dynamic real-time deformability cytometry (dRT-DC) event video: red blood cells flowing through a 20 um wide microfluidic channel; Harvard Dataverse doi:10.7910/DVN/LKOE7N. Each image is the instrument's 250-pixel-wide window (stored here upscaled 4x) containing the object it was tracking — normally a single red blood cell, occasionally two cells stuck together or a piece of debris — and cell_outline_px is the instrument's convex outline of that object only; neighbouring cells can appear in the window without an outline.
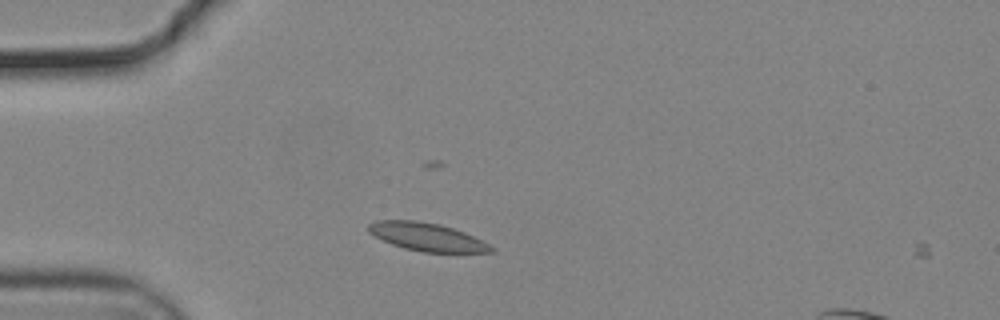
{"species": "common noctule bat (a hibernating species)", "species_latin": "Nyctalus noctula", "temperature_condition": "cold", "stored_images_in_passage": 3, "camera_frame_rate_fps": 3000, "um_per_image_px": 0.085, "animal": {"sex": "male", "body_mass_g": 19.2, "forearm_length_mm": 51.8}, "frame": {"image": 1, "passage_image": 2, "time_ms": 0.333, "image_size_px": [1000, 320], "cell_outline_px": [[496, 252], [424, 252], [404, 248], [392, 244], [368, 232], [368, 224], [376, 220], [416, 220], [440, 224], [464, 232], [496, 248]], "centroid_in_image_um": [36.29, 20.13], "position_along_channel_um": 48.7, "area_um2": 19.88}}